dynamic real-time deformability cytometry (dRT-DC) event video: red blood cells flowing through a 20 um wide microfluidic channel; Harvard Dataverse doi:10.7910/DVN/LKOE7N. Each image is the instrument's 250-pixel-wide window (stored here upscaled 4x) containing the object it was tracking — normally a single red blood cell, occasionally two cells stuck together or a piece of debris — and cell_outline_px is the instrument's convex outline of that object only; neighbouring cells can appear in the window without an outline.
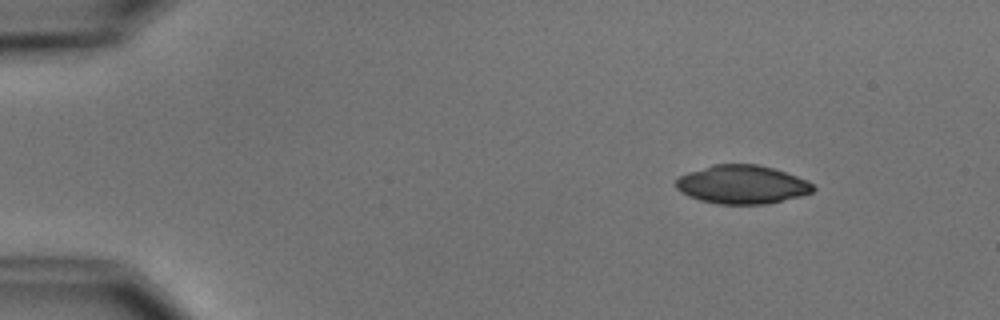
{"species": "common noctule bat (a hibernating species)", "species_latin": "Nyctalus noctula", "temperature_condition": "cold", "stored_images_in_passage": 9, "camera_frame_rate_fps": 3000, "um_per_image_px": 0.085, "animal": {"sex": "male", "body_mass_g": 15.6}, "frame": {"image": 1, "passage_image": 1, "time_ms": 0.0, "image_size_px": [1000, 320], "cell_outline_px": [[816, 188], [812, 192], [800, 196], [764, 204], [720, 204], [700, 200], [688, 196], [680, 192], [676, 188], [676, 180], [680, 176], [688, 172], [712, 164], [756, 164], [772, 168], [796, 176], [812, 184]], "centroid_in_image_um": [63.03, 15.68], "position_along_channel_um": 22.0, "area_um2": 30.58}}